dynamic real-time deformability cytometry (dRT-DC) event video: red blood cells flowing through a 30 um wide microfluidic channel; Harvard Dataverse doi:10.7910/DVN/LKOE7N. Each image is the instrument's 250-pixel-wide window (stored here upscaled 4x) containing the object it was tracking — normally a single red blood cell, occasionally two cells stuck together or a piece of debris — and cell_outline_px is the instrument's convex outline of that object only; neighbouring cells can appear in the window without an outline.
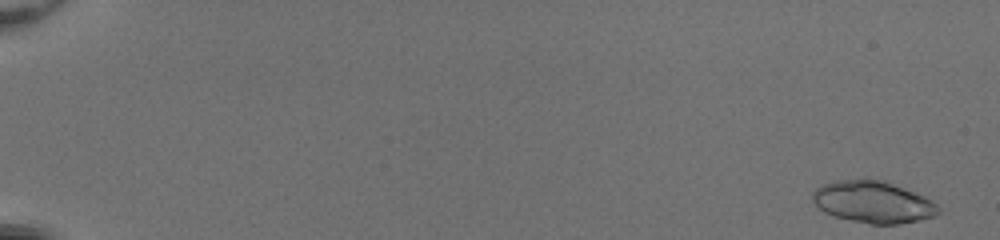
{"species": "common noctule bat (a hibernating species)", "species_latin": "Nyctalus noctula", "temperature_condition": "room temperature", "stored_images_in_passage": 51, "segment_of_instrument_passage": [1, 2], "camera_frame_rate_fps": 3000, "um_per_image_px": 0.085, "animal": {"sex": "female", "body_mass_g": 20.0, "forearm_length_mm": 54.0}, "frame": {"image": 1, "passage_image": 1, "time_ms": 0.0, "image_size_px": [1000, 240], "cell_outline_px": [[940, 212], [936, 216], [920, 220], [896, 224], [872, 224], [832, 216], [824, 212], [812, 200], [812, 192], [820, 184], [836, 180], [864, 176], [888, 180], [924, 196], [932, 200], [940, 208]], "centroid_in_image_um": [74.2, 17.12], "position_along_channel_um": 10.8, "area_um2": 31.62}}
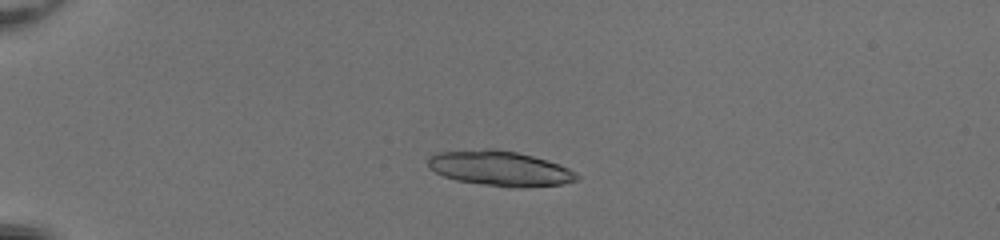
{"frame": {"image": 2, "passage_image": 14, "time_ms": 4.333, "image_size_px": [1000, 240], "cell_outline_px": [[580, 180], [560, 184], [520, 188], [508, 188], [480, 184], [456, 180], [444, 176], [428, 168], [428, 156], [436, 152], [484, 148], [496, 148], [516, 152], [548, 160], [560, 164], [576, 172], [580, 176]], "centroid_in_image_um": [42.49, 14.31], "position_along_channel_um": 42.5, "area_um2": 30.87}}